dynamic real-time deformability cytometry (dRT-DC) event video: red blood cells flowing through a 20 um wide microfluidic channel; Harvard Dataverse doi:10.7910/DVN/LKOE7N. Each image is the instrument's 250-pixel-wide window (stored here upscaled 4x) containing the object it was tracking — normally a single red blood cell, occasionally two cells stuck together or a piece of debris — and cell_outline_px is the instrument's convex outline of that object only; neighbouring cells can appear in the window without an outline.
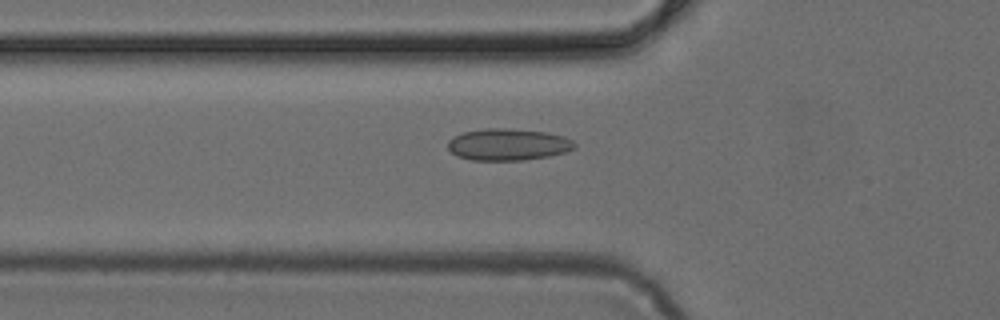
{"species": "common noctule bat (a hibernating species)", "species_latin": "Nyctalus noctula", "temperature_condition": "cold", "stored_images_in_passage": 36, "camera_frame_rate_fps": 3000, "um_per_image_px": 0.085, "animal": {"sex": "female", "body_mass_g": 24.6, "forearm_length_mm": 56.2}, "frame": {"image": 1, "passage_image": 4, "time_ms": 1.0, "image_size_px": [1000, 320], "cell_outline_px": [[576, 148], [564, 152], [548, 156], [524, 160], [472, 160], [456, 156], [448, 148], [448, 140], [452, 136], [464, 132], [488, 128], [504, 128], [548, 132], [564, 136], [572, 140], [576, 144]], "centroid_in_image_um": [43.18, 12.28], "position_along_channel_um": 82.6, "area_um2": 23.52}}
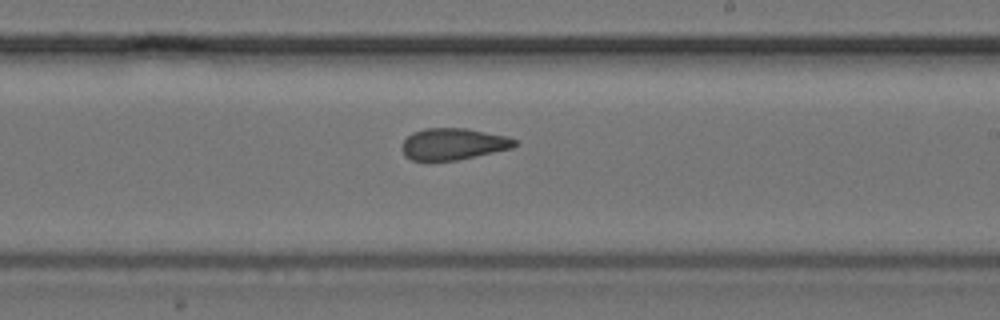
{"frame": {"image": 2, "passage_image": 16, "time_ms": 5.0, "image_size_px": [1000, 320], "cell_outline_px": [[516, 144], [512, 148], [456, 160], [412, 160], [404, 156], [400, 148], [404, 140], [412, 132], [424, 128], [468, 128], [508, 136], [516, 140]], "centroid_in_image_um": [38.49, 12.22], "position_along_channel_um": 250.5, "area_um2": 20.81}}
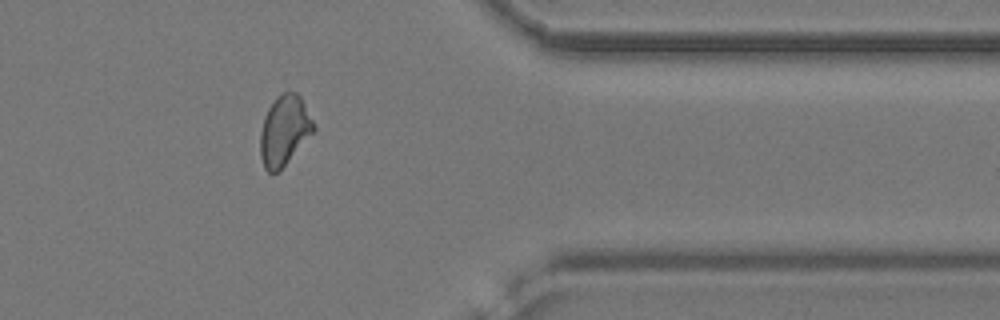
{"frame": {"image": 3, "passage_image": 27, "time_ms": 8.667, "image_size_px": [1000, 320], "cell_outline_px": [[316, 128], [284, 164], [276, 172], [268, 172], [264, 168], [260, 156], [260, 132], [264, 116], [268, 108], [276, 96], [288, 88], [296, 92], [300, 96]], "centroid_in_image_um": [24.13, 11.02], "position_along_channel_um": 387.3, "area_um2": 21.44}}